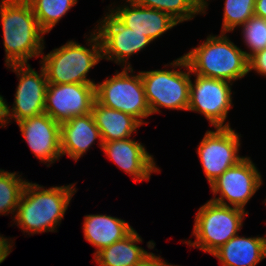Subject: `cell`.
I'll list each match as a JSON object with an SVG mask.
<instances>
[{
	"label": "cell",
	"mask_w": 266,
	"mask_h": 266,
	"mask_svg": "<svg viewBox=\"0 0 266 266\" xmlns=\"http://www.w3.org/2000/svg\"><path fill=\"white\" fill-rule=\"evenodd\" d=\"M0 17L6 66L29 64V58L44 54L45 32L27 0H1Z\"/></svg>",
	"instance_id": "obj_1"
},
{
	"label": "cell",
	"mask_w": 266,
	"mask_h": 266,
	"mask_svg": "<svg viewBox=\"0 0 266 266\" xmlns=\"http://www.w3.org/2000/svg\"><path fill=\"white\" fill-rule=\"evenodd\" d=\"M74 185L44 189L37 183L27 181L13 221L28 235L55 232L77 191Z\"/></svg>",
	"instance_id": "obj_2"
},
{
	"label": "cell",
	"mask_w": 266,
	"mask_h": 266,
	"mask_svg": "<svg viewBox=\"0 0 266 266\" xmlns=\"http://www.w3.org/2000/svg\"><path fill=\"white\" fill-rule=\"evenodd\" d=\"M245 52L221 33L208 36L183 56L194 75L234 82L249 73Z\"/></svg>",
	"instance_id": "obj_3"
},
{
	"label": "cell",
	"mask_w": 266,
	"mask_h": 266,
	"mask_svg": "<svg viewBox=\"0 0 266 266\" xmlns=\"http://www.w3.org/2000/svg\"><path fill=\"white\" fill-rule=\"evenodd\" d=\"M87 41L90 48L70 40L43 56L40 64L46 72L48 83L96 85L87 79V73L102 59V45L96 30Z\"/></svg>",
	"instance_id": "obj_4"
},
{
	"label": "cell",
	"mask_w": 266,
	"mask_h": 266,
	"mask_svg": "<svg viewBox=\"0 0 266 266\" xmlns=\"http://www.w3.org/2000/svg\"><path fill=\"white\" fill-rule=\"evenodd\" d=\"M247 214L243 209L209 200L195 216L193 235L196 240H189L187 244L212 255L237 235L243 226V217Z\"/></svg>",
	"instance_id": "obj_5"
},
{
	"label": "cell",
	"mask_w": 266,
	"mask_h": 266,
	"mask_svg": "<svg viewBox=\"0 0 266 266\" xmlns=\"http://www.w3.org/2000/svg\"><path fill=\"white\" fill-rule=\"evenodd\" d=\"M174 70L141 71V79L151 115L160 112V107L188 111L190 74L192 72L181 56L170 63ZM184 67L187 72L175 70Z\"/></svg>",
	"instance_id": "obj_6"
},
{
	"label": "cell",
	"mask_w": 266,
	"mask_h": 266,
	"mask_svg": "<svg viewBox=\"0 0 266 266\" xmlns=\"http://www.w3.org/2000/svg\"><path fill=\"white\" fill-rule=\"evenodd\" d=\"M131 67H123L119 73L95 85V99L106 107L122 111L144 124L151 115L140 72L132 75Z\"/></svg>",
	"instance_id": "obj_7"
},
{
	"label": "cell",
	"mask_w": 266,
	"mask_h": 266,
	"mask_svg": "<svg viewBox=\"0 0 266 266\" xmlns=\"http://www.w3.org/2000/svg\"><path fill=\"white\" fill-rule=\"evenodd\" d=\"M261 185L260 172L250 157H244L210 184L213 194H220L218 198L210 200L221 205L245 210V205Z\"/></svg>",
	"instance_id": "obj_8"
},
{
	"label": "cell",
	"mask_w": 266,
	"mask_h": 266,
	"mask_svg": "<svg viewBox=\"0 0 266 266\" xmlns=\"http://www.w3.org/2000/svg\"><path fill=\"white\" fill-rule=\"evenodd\" d=\"M215 129L216 131L208 130L205 133L197 148L209 184L244 158L238 155L240 135L230 127Z\"/></svg>",
	"instance_id": "obj_9"
},
{
	"label": "cell",
	"mask_w": 266,
	"mask_h": 266,
	"mask_svg": "<svg viewBox=\"0 0 266 266\" xmlns=\"http://www.w3.org/2000/svg\"><path fill=\"white\" fill-rule=\"evenodd\" d=\"M190 82L188 111L203 114L216 127H230L225 123L232 107L231 86L233 82L196 75Z\"/></svg>",
	"instance_id": "obj_10"
},
{
	"label": "cell",
	"mask_w": 266,
	"mask_h": 266,
	"mask_svg": "<svg viewBox=\"0 0 266 266\" xmlns=\"http://www.w3.org/2000/svg\"><path fill=\"white\" fill-rule=\"evenodd\" d=\"M7 67L12 68L13 72L17 73L19 77L13 108L10 109L6 105L8 123L12 118L19 122L20 120L45 113L48 81L44 68L41 66V72L38 74L29 64L10 65Z\"/></svg>",
	"instance_id": "obj_11"
},
{
	"label": "cell",
	"mask_w": 266,
	"mask_h": 266,
	"mask_svg": "<svg viewBox=\"0 0 266 266\" xmlns=\"http://www.w3.org/2000/svg\"><path fill=\"white\" fill-rule=\"evenodd\" d=\"M95 101L93 84L48 83L45 98V113L62 124L72 117L90 114Z\"/></svg>",
	"instance_id": "obj_12"
},
{
	"label": "cell",
	"mask_w": 266,
	"mask_h": 266,
	"mask_svg": "<svg viewBox=\"0 0 266 266\" xmlns=\"http://www.w3.org/2000/svg\"><path fill=\"white\" fill-rule=\"evenodd\" d=\"M108 13L102 21L99 20L96 29L102 45V59L122 63L124 68L131 67L127 59L146 48L152 41L126 27L110 10Z\"/></svg>",
	"instance_id": "obj_13"
},
{
	"label": "cell",
	"mask_w": 266,
	"mask_h": 266,
	"mask_svg": "<svg viewBox=\"0 0 266 266\" xmlns=\"http://www.w3.org/2000/svg\"><path fill=\"white\" fill-rule=\"evenodd\" d=\"M21 134L28 143L32 153L40 161L54 163L61 155V124L48 114L42 113L17 122Z\"/></svg>",
	"instance_id": "obj_14"
},
{
	"label": "cell",
	"mask_w": 266,
	"mask_h": 266,
	"mask_svg": "<svg viewBox=\"0 0 266 266\" xmlns=\"http://www.w3.org/2000/svg\"><path fill=\"white\" fill-rule=\"evenodd\" d=\"M102 150L119 168L135 181L149 180L151 173L160 171L146 148L131 138L103 142Z\"/></svg>",
	"instance_id": "obj_15"
},
{
	"label": "cell",
	"mask_w": 266,
	"mask_h": 266,
	"mask_svg": "<svg viewBox=\"0 0 266 266\" xmlns=\"http://www.w3.org/2000/svg\"><path fill=\"white\" fill-rule=\"evenodd\" d=\"M123 7H116L110 11L128 28L147 36L151 41L160 37L167 30L179 24L169 14L144 6L137 5L130 0Z\"/></svg>",
	"instance_id": "obj_16"
},
{
	"label": "cell",
	"mask_w": 266,
	"mask_h": 266,
	"mask_svg": "<svg viewBox=\"0 0 266 266\" xmlns=\"http://www.w3.org/2000/svg\"><path fill=\"white\" fill-rule=\"evenodd\" d=\"M97 138L100 141L98 145L102 148L103 140L92 113L72 117L61 124V155L67 154L77 161Z\"/></svg>",
	"instance_id": "obj_17"
},
{
	"label": "cell",
	"mask_w": 266,
	"mask_h": 266,
	"mask_svg": "<svg viewBox=\"0 0 266 266\" xmlns=\"http://www.w3.org/2000/svg\"><path fill=\"white\" fill-rule=\"evenodd\" d=\"M212 255L222 266H256L266 257V236L247 238L237 234Z\"/></svg>",
	"instance_id": "obj_18"
},
{
	"label": "cell",
	"mask_w": 266,
	"mask_h": 266,
	"mask_svg": "<svg viewBox=\"0 0 266 266\" xmlns=\"http://www.w3.org/2000/svg\"><path fill=\"white\" fill-rule=\"evenodd\" d=\"M134 229L126 221L110 215H86L83 223L84 238L96 247V252L122 240Z\"/></svg>",
	"instance_id": "obj_19"
},
{
	"label": "cell",
	"mask_w": 266,
	"mask_h": 266,
	"mask_svg": "<svg viewBox=\"0 0 266 266\" xmlns=\"http://www.w3.org/2000/svg\"><path fill=\"white\" fill-rule=\"evenodd\" d=\"M91 113L103 142L130 138L131 134L142 125L133 116L101 105L96 99Z\"/></svg>",
	"instance_id": "obj_20"
},
{
	"label": "cell",
	"mask_w": 266,
	"mask_h": 266,
	"mask_svg": "<svg viewBox=\"0 0 266 266\" xmlns=\"http://www.w3.org/2000/svg\"><path fill=\"white\" fill-rule=\"evenodd\" d=\"M142 242L133 230L120 241L101 249L94 255L99 266H136L150 253L135 243Z\"/></svg>",
	"instance_id": "obj_21"
},
{
	"label": "cell",
	"mask_w": 266,
	"mask_h": 266,
	"mask_svg": "<svg viewBox=\"0 0 266 266\" xmlns=\"http://www.w3.org/2000/svg\"><path fill=\"white\" fill-rule=\"evenodd\" d=\"M133 3L169 14L178 23L203 13V0H130Z\"/></svg>",
	"instance_id": "obj_22"
},
{
	"label": "cell",
	"mask_w": 266,
	"mask_h": 266,
	"mask_svg": "<svg viewBox=\"0 0 266 266\" xmlns=\"http://www.w3.org/2000/svg\"><path fill=\"white\" fill-rule=\"evenodd\" d=\"M40 28L49 33L78 0H27Z\"/></svg>",
	"instance_id": "obj_23"
},
{
	"label": "cell",
	"mask_w": 266,
	"mask_h": 266,
	"mask_svg": "<svg viewBox=\"0 0 266 266\" xmlns=\"http://www.w3.org/2000/svg\"><path fill=\"white\" fill-rule=\"evenodd\" d=\"M20 177L16 172L11 173L0 169V214H14L17 211V206L27 183V180Z\"/></svg>",
	"instance_id": "obj_24"
},
{
	"label": "cell",
	"mask_w": 266,
	"mask_h": 266,
	"mask_svg": "<svg viewBox=\"0 0 266 266\" xmlns=\"http://www.w3.org/2000/svg\"><path fill=\"white\" fill-rule=\"evenodd\" d=\"M221 33L234 31L254 15L255 0H225ZM208 4L203 0V14Z\"/></svg>",
	"instance_id": "obj_25"
},
{
	"label": "cell",
	"mask_w": 266,
	"mask_h": 266,
	"mask_svg": "<svg viewBox=\"0 0 266 266\" xmlns=\"http://www.w3.org/2000/svg\"><path fill=\"white\" fill-rule=\"evenodd\" d=\"M242 34L250 52H245L249 59L258 51L266 48V19L253 15L242 25Z\"/></svg>",
	"instance_id": "obj_26"
},
{
	"label": "cell",
	"mask_w": 266,
	"mask_h": 266,
	"mask_svg": "<svg viewBox=\"0 0 266 266\" xmlns=\"http://www.w3.org/2000/svg\"><path fill=\"white\" fill-rule=\"evenodd\" d=\"M249 72L257 71L260 75L266 76V48L258 51L248 59Z\"/></svg>",
	"instance_id": "obj_27"
},
{
	"label": "cell",
	"mask_w": 266,
	"mask_h": 266,
	"mask_svg": "<svg viewBox=\"0 0 266 266\" xmlns=\"http://www.w3.org/2000/svg\"><path fill=\"white\" fill-rule=\"evenodd\" d=\"M136 266H175V265H171L165 261H162V258L160 256H156L151 252Z\"/></svg>",
	"instance_id": "obj_28"
},
{
	"label": "cell",
	"mask_w": 266,
	"mask_h": 266,
	"mask_svg": "<svg viewBox=\"0 0 266 266\" xmlns=\"http://www.w3.org/2000/svg\"><path fill=\"white\" fill-rule=\"evenodd\" d=\"M12 243L8 239L0 235V264L7 258L10 254Z\"/></svg>",
	"instance_id": "obj_29"
},
{
	"label": "cell",
	"mask_w": 266,
	"mask_h": 266,
	"mask_svg": "<svg viewBox=\"0 0 266 266\" xmlns=\"http://www.w3.org/2000/svg\"><path fill=\"white\" fill-rule=\"evenodd\" d=\"M254 15L266 19V0H255Z\"/></svg>",
	"instance_id": "obj_30"
},
{
	"label": "cell",
	"mask_w": 266,
	"mask_h": 266,
	"mask_svg": "<svg viewBox=\"0 0 266 266\" xmlns=\"http://www.w3.org/2000/svg\"><path fill=\"white\" fill-rule=\"evenodd\" d=\"M6 105L3 96L0 95V126L5 127L8 124L7 116H6Z\"/></svg>",
	"instance_id": "obj_31"
}]
</instances>
